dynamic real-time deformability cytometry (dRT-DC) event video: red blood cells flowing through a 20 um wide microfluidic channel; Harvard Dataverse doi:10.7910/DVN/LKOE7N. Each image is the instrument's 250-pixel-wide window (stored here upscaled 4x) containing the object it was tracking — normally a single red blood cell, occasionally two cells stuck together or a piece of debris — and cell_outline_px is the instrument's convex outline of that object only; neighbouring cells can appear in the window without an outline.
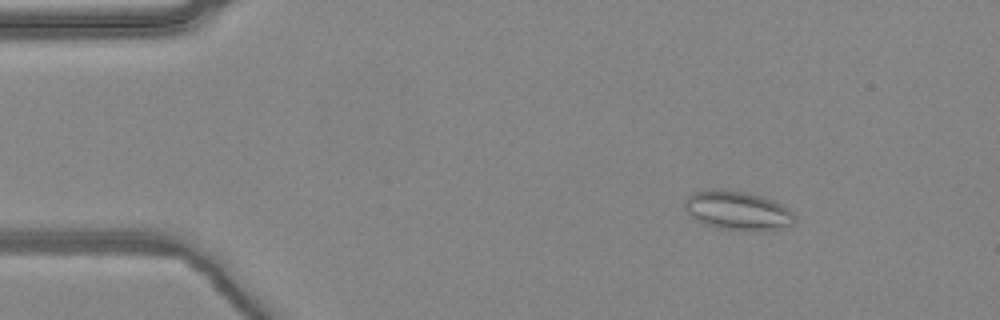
{"species": "common noctule bat (a hibernating species)", "species_latin": "Nyctalus noctula", "temperature_condition": "warm", "stored_images_in_passage": 4, "camera_frame_rate_fps": 3000, "um_per_image_px": 0.085, "animal": {"sex": "female", "body_mass_g": 24.6, "forearm_length_mm": 56.2}, "frame": {"image": 1, "passage_image": 2, "time_ms": 0.333, "image_size_px": [1000, 320], "cell_outline_px": [[796, 220], [792, 224], [776, 228], [720, 228], [704, 224], [696, 220], [684, 208], [684, 204], [688, 196], [692, 192], [704, 188], [724, 188], [744, 192], [760, 196], [772, 200], [788, 208], [792, 212]], "centroid_in_image_um": [62.61, 17.82], "position_along_channel_um": 22.4, "area_um2": 24.33}}